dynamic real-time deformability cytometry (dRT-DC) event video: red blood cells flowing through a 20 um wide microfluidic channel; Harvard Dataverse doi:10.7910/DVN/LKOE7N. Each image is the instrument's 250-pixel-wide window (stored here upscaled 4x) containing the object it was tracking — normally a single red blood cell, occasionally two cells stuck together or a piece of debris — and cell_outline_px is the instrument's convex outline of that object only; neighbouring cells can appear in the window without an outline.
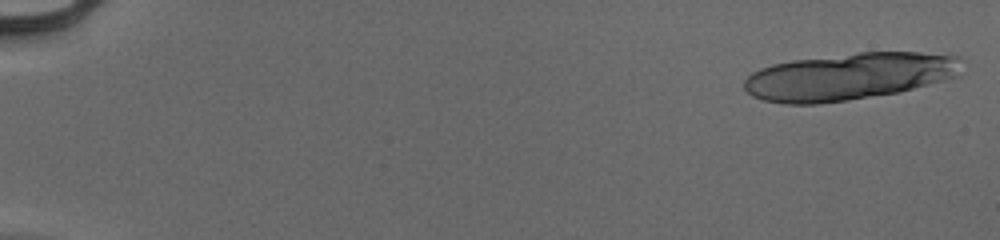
{"species": "human", "species_latin": "Homo sapiens", "temperature_condition": "cold", "stored_images_in_passage": 22, "camera_frame_rate_fps": 3000, "um_per_image_px": 0.085, "donor": {"sex": "male"}, "frame": {"image": 1, "passage_image": 1, "time_ms": 0.0, "image_size_px": [1000, 240], "cell_outline_px": [[968, 60], [960, 76], [900, 92], [820, 104], [784, 104], [764, 100], [752, 96], [744, 88], [744, 80], [752, 72], [760, 68], [772, 64], [792, 60], [860, 52], [920, 52], [960, 56]], "centroid_in_image_um": [72.27, 6.49], "position_along_channel_um": 12.7, "area_um2": 60.46}}
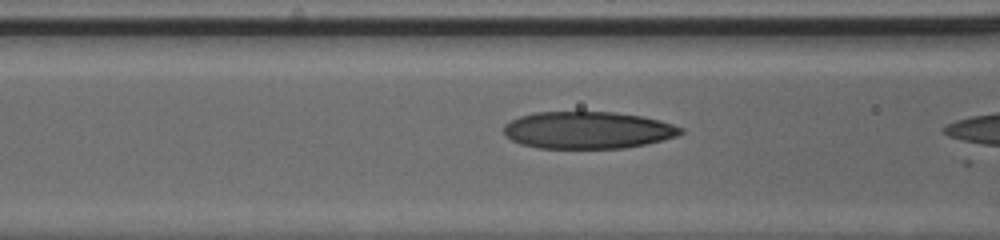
{"frame": {"image": 2, "passage_image": 21, "time_ms": 6.667, "image_size_px": [1000, 240], "cell_outline_px": [[684, 132], [676, 136], [664, 140], [624, 148], [536, 148], [520, 144], [512, 140], [504, 132], [504, 124], [520, 116], [536, 112], [616, 112], [640, 116], [660, 120], [684, 128]], "centroid_in_image_um": [49.97, 11.06], "position_along_channel_um": 116.6, "area_um2": 38.26}}